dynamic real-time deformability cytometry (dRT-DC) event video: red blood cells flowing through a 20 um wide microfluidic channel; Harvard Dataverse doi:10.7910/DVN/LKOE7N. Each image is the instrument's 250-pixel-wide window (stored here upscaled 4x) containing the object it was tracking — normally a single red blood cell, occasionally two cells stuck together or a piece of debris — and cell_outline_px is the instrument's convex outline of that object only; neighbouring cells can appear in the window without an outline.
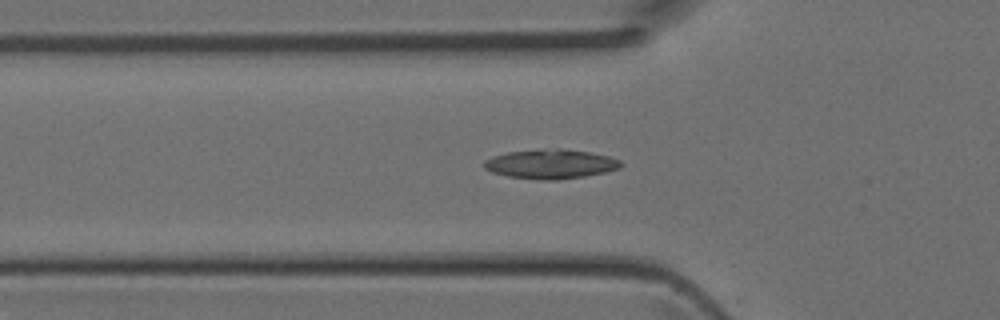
{"species": "Egyptian fruit bat (a non-hibernating species)", "species_latin": "Rousettus aegyptiacus", "temperature_condition": "room temperature", "stored_images_in_passage": 31, "camera_frame_rate_fps": 3000, "um_per_image_px": 0.085, "animal": {"sex": "female"}, "frame": {"image": 1, "passage_image": 2, "time_ms": 0.333, "image_size_px": [1000, 320], "cell_outline_px": [[624, 164], [620, 168], [604, 172], [584, 176], [556, 180], [540, 180], [508, 176], [492, 172], [484, 168], [484, 160], [492, 156], [508, 152], [544, 148], [560, 148], [588, 152], [608, 156], [620, 160]], "centroid_in_image_um": [46.79, 13.93], "position_along_channel_um": 79.0, "area_um2": 23.47}}
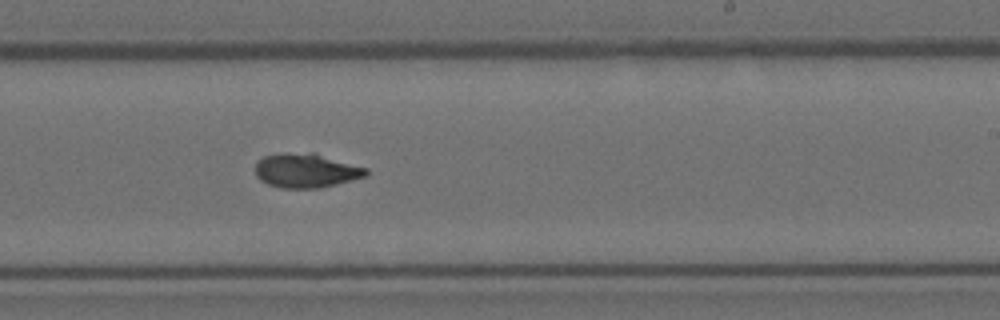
{"frame": {"image": 2, "passage_image": 14, "time_ms": 4.333, "image_size_px": [1000, 320], "cell_outline_px": [[368, 176], [320, 188], [280, 188], [268, 184], [260, 180], [256, 176], [256, 160], [264, 156], [288, 152], [312, 152], [368, 168]], "centroid_in_image_um": [26.01, 14.49], "position_along_channel_um": 263.0, "area_um2": 22.31}}
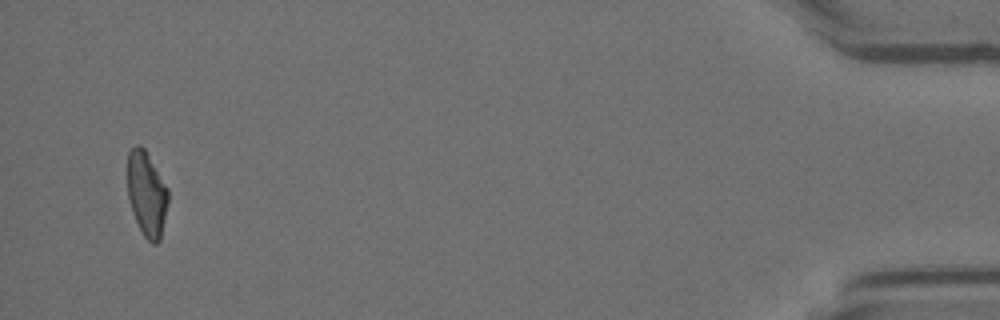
{"frame": {"image": 3, "passage_image": 30, "time_ms": 9.667, "image_size_px": [1000, 320], "cell_outline_px": [[168, 200], [160, 240], [156, 244], [152, 244], [144, 236], [132, 212], [128, 196], [128, 152], [136, 144], [140, 144], [144, 148], [168, 188]], "centroid_in_image_um": [12.47, 16.47], "position_along_channel_um": 422.7, "area_um2": 19.88}}